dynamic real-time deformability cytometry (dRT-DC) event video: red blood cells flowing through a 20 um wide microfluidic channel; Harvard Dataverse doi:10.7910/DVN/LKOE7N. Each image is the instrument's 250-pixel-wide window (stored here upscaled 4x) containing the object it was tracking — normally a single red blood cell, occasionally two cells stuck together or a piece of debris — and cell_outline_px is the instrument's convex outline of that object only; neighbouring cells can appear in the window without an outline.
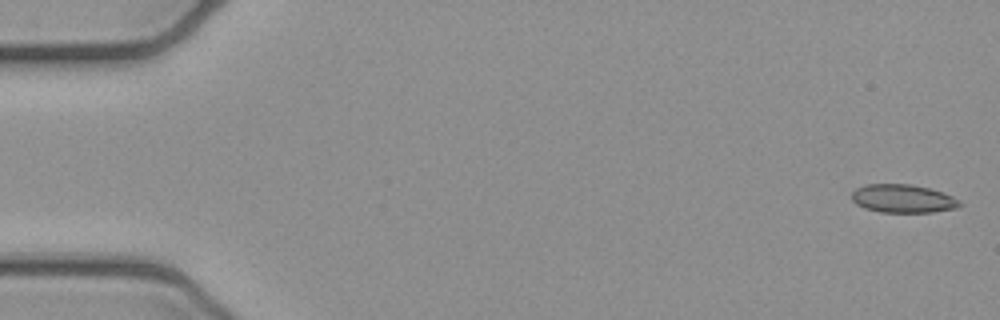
{"species": "common noctule bat (a hibernating species)", "species_latin": "Nyctalus noctula", "temperature_condition": "cold", "stored_images_in_passage": 14, "camera_frame_rate_fps": 3000, "um_per_image_px": 0.085, "animal": {"sex": "female", "body_mass_g": 21.9}, "frame": {"image": 1, "passage_image": 1, "time_ms": 0.0, "image_size_px": [1000, 320], "cell_outline_px": [[964, 204], [956, 208], [932, 212], [880, 212], [864, 208], [856, 204], [852, 200], [852, 192], [856, 188], [864, 184], [912, 184], [928, 188], [952, 196], [960, 200]], "centroid_in_image_um": [76.74, 16.88], "position_along_channel_um": 8.3, "area_um2": 17.86}}
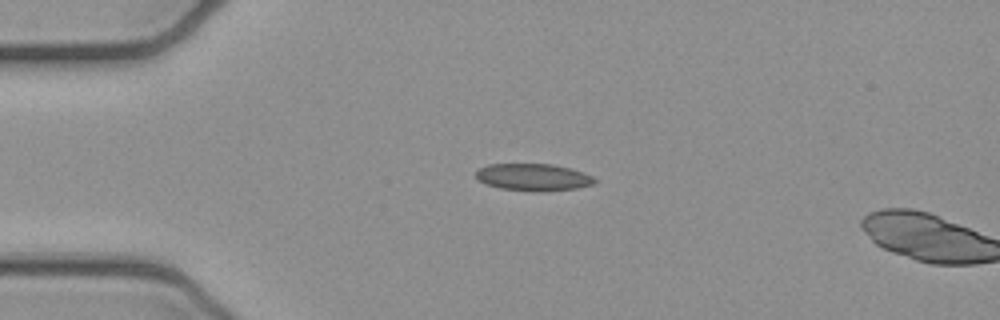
{"frame": {"image": 2, "passage_image": 12, "time_ms": 3.667, "image_size_px": [1000, 320], "cell_outline_px": [[596, 180], [592, 184], [576, 188], [544, 192], [532, 192], [500, 188], [484, 184], [476, 180], [476, 168], [488, 164], [552, 164], [572, 168], [584, 172], [592, 176]], "centroid_in_image_um": [45.28, 15.06], "position_along_channel_um": 39.7, "area_um2": 19.13}}